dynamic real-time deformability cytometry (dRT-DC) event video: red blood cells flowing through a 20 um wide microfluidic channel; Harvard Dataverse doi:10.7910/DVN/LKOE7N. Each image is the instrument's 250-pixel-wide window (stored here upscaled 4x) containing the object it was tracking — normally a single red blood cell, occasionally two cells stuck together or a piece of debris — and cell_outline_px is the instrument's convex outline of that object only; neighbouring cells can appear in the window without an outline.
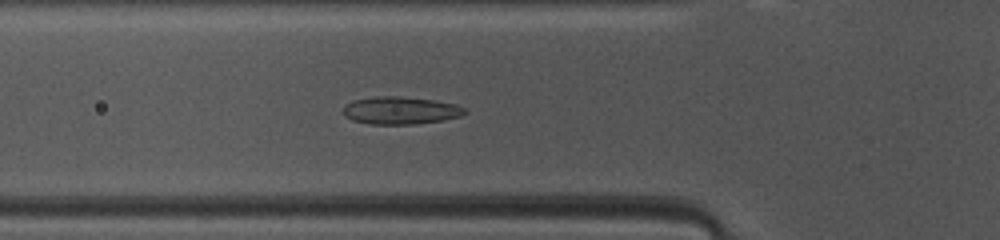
{"species": "common noctule bat (a hibernating species)", "species_latin": "Nyctalus noctula", "temperature_condition": "warm", "stored_images_in_passage": 40, "camera_frame_rate_fps": 3000, "um_per_image_px": 0.085, "animal": {"sex": "female", "body_mass_g": 10.0, "forearm_length_mm": 53.1}, "frame": {"image": 1, "passage_image": 8, "time_ms": 2.333, "image_size_px": [1000, 240], "cell_outline_px": [[468, 112], [460, 116], [444, 120], [416, 124], [372, 124], [352, 120], [344, 116], [340, 112], [344, 104], [352, 100], [376, 96], [400, 96], [432, 100], [456, 104], [464, 108]], "centroid_in_image_um": [33.98, 9.39], "position_along_channel_um": 91.8, "area_um2": 19.77}}
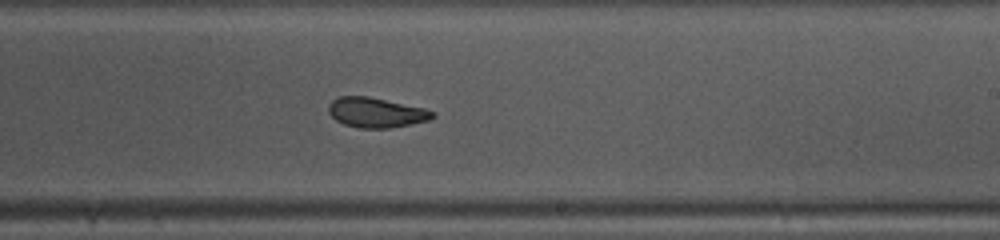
{"frame": {"image": 2, "passage_image": 20, "time_ms": 6.333, "image_size_px": [1000, 240], "cell_outline_px": [[436, 116], [428, 120], [388, 128], [360, 128], [344, 124], [336, 120], [328, 112], [328, 104], [332, 100], [340, 96], [368, 96], [424, 108], [436, 112]], "centroid_in_image_um": [31.95, 9.56], "position_along_channel_um": 257.0, "area_um2": 18.03}}
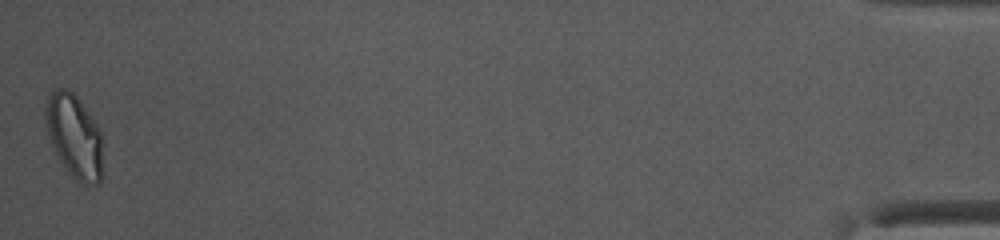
{"frame": {"image": 3, "passage_image": 40, "time_ms": 13.0, "image_size_px": [1000, 240], "cell_outline_px": [[100, 184], [80, 184], [72, 176], [60, 160], [52, 144], [44, 124], [44, 112], [48, 100], [52, 92], [56, 88], [68, 88], [76, 96], [96, 124], [100, 132]], "centroid_in_image_um": [6.27, 11.56], "position_along_channel_um": 428.9, "area_um2": 27.11}, "authors_computed_cell_mechanics": {"area_um2": 19.3341, "velocity_mm_per_s": 4.1121, "shape_relaxation_time_tau1_ms": 4.4213, "shape_relaxation_time_tau2_ms": 1.2823, "deformation_change_tau1": 0.1108, "deformation_change_tau2": 0.0579}}